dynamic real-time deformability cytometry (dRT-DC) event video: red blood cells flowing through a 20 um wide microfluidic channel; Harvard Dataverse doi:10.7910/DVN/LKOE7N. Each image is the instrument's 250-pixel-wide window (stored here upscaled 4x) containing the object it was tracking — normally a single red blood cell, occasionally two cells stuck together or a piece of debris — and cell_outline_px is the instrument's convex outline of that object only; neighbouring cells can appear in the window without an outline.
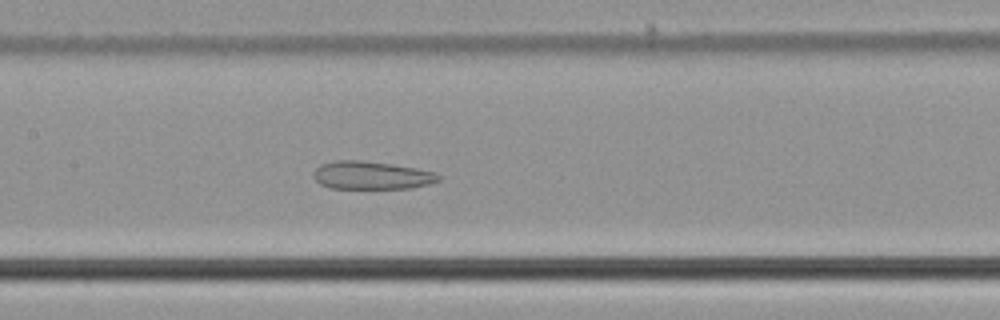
{"species": "common noctule bat (a hibernating species)", "species_latin": "Nyctalus noctula", "temperature_condition": "cold", "stored_images_in_passage": 55, "camera_frame_rate_fps": 3000, "um_per_image_px": 0.085, "animal": {"sex": "male", "body_mass_g": 21.5, "forearm_length_mm": 52.0}, "frame": {"image": 1, "passage_image": 27, "time_ms": 8.667, "image_size_px": [1000, 320], "cell_outline_px": [[440, 180], [428, 184], [412, 188], [332, 188], [320, 184], [312, 176], [312, 172], [320, 164], [332, 160], [360, 160], [392, 164], [416, 168], [432, 172], [440, 176]], "centroid_in_image_um": [31.52, 14.89], "position_along_channel_um": 175.9, "area_um2": 20.4}}
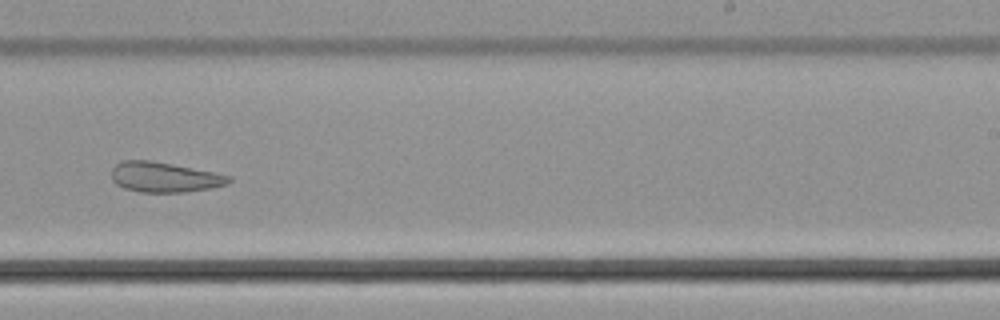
{"frame": {"image": 2, "passage_image": 35, "time_ms": 11.333, "image_size_px": [1000, 320], "cell_outline_px": [[232, 180], [228, 184], [212, 188], [184, 192], [140, 192], [124, 188], [116, 184], [112, 180], [112, 168], [116, 164], [124, 160], [152, 160], [232, 176]], "centroid_in_image_um": [13.98, 15.06], "position_along_channel_um": 275.0, "area_um2": 20.58}}
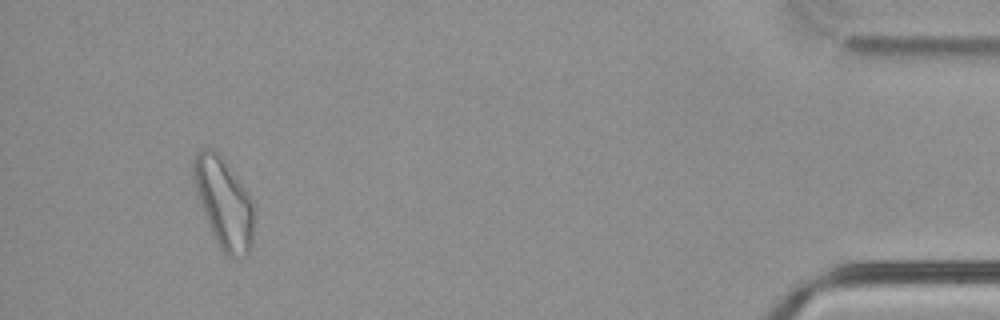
{"frame": {"image": 3, "passage_image": 52, "time_ms": 17.0, "image_size_px": [1000, 320], "cell_outline_px": [[256, 216], [252, 240], [248, 252], [244, 256], [236, 260], [228, 256], [220, 248], [212, 232], [200, 204], [196, 192], [192, 176], [192, 160], [196, 152], [200, 148], [208, 148], [216, 152], [220, 156], [244, 188], [252, 200], [256, 208]], "centroid_in_image_um": [19.04, 17.28], "position_along_channel_um": 416.2, "area_um2": 31.79}, "authors_computed_cell_mechanics": {"area_um2": 28.033, "velocity_mm_per_s": 3.7282, "shape_relaxation_time_tau1_ms": null, "shape_relaxation_time_tau2_ms": 3.0579, "deformation_change_tau1": null, "deformation_change_tau2": 0.1135}}